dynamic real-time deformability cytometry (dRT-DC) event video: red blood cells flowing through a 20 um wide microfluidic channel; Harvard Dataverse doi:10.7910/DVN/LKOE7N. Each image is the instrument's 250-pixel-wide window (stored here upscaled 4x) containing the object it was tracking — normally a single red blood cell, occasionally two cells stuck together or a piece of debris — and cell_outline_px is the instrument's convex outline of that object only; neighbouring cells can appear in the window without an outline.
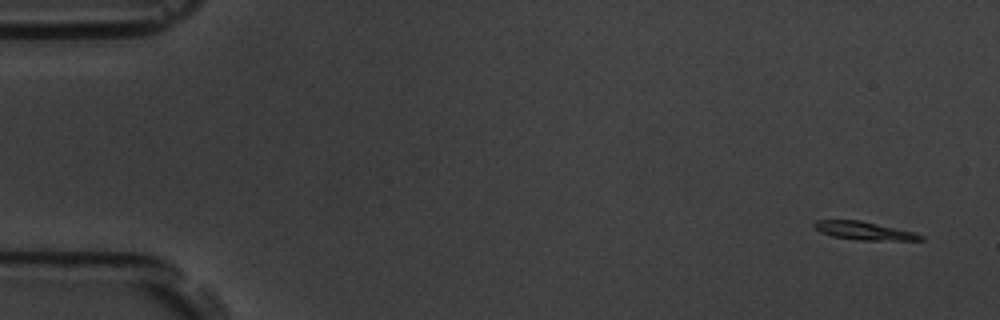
{"species": "common noctule bat (a hibernating species)", "species_latin": "Nyctalus noctula", "temperature_condition": "room temperature", "stored_images_in_passage": 4, "camera_frame_rate_fps": 3000, "um_per_image_px": 0.085, "animal": {"sex": "male", "body_mass_g": 19.5, "forearm_length_mm": 54.6}, "frame": {"image": 1, "passage_image": 1, "time_ms": 0.0, "image_size_px": [1000, 320], "cell_outline_px": [[924, 240], [856, 240], [832, 236], [820, 232], [812, 224], [816, 220], [860, 220], [916, 232], [924, 236]], "centroid_in_image_um": [73.46, 19.61], "position_along_channel_um": 11.5, "area_um2": 11.33}}
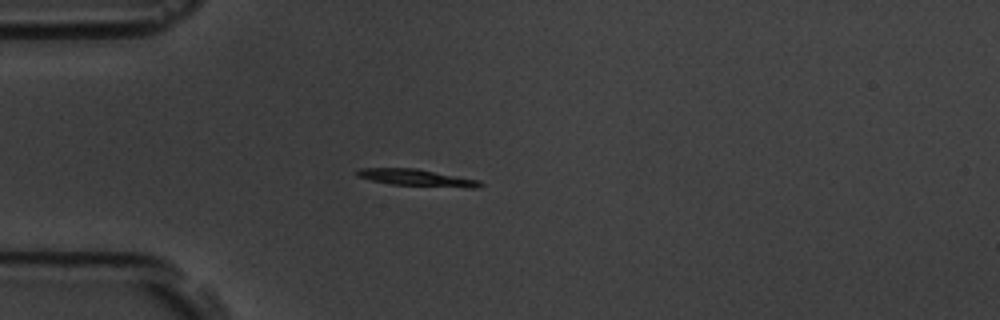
{"frame": {"image": 2, "passage_image": 4, "time_ms": 4.333, "image_size_px": [1000, 320], "cell_outline_px": [[484, 184], [480, 188], [468, 188], [392, 184], [372, 180], [356, 176], [356, 172], [360, 168], [416, 168], [480, 180]], "centroid_in_image_um": [35.49, 15.11], "position_along_channel_um": 49.5, "area_um2": 12.08}}